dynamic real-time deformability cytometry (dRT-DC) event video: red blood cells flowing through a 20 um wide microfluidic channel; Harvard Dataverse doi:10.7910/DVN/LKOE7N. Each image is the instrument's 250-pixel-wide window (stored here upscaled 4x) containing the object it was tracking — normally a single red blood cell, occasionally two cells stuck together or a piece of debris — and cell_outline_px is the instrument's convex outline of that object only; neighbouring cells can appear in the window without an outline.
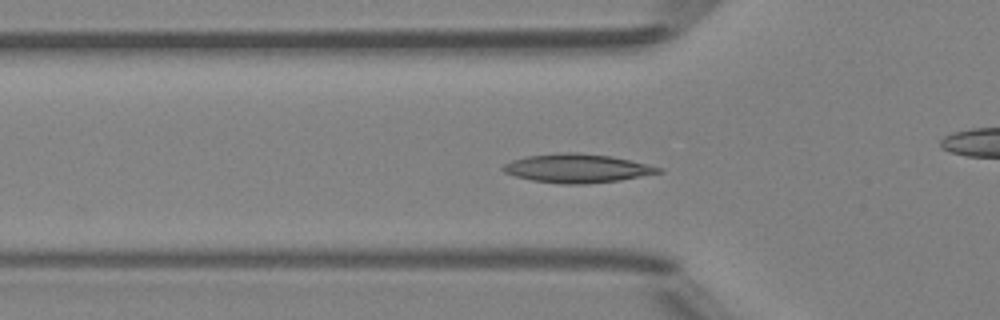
{"species": "Egyptian fruit bat (a non-hibernating species)", "species_latin": "Rousettus aegyptiacus", "temperature_condition": "room temperature", "stored_images_in_passage": 50, "camera_frame_rate_fps": 3000, "um_per_image_px": 0.085, "animal": {"sex": "female"}, "frame": {"image": 1, "passage_image": 17, "time_ms": 5.333, "image_size_px": [1000, 320], "cell_outline_px": [[664, 172], [620, 180], [584, 184], [560, 184], [532, 180], [516, 176], [504, 172], [500, 168], [504, 164], [512, 160], [524, 156], [564, 152], [580, 152], [612, 156], [664, 168]], "centroid_in_image_um": [49.06, 14.3], "position_along_channel_um": 76.7, "area_um2": 26.18}}
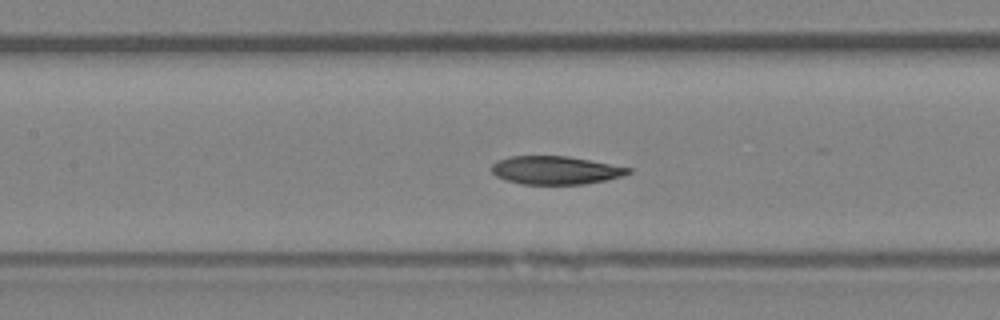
{"frame": {"image": 2, "passage_image": 23, "time_ms": 7.333, "image_size_px": [1000, 320], "cell_outline_px": [[632, 172], [620, 176], [604, 180], [584, 184], [520, 184], [504, 180], [496, 176], [492, 172], [492, 164], [496, 160], [508, 156], [568, 156], [632, 168]], "centroid_in_image_um": [47.16, 14.46], "position_along_channel_um": 160.2, "area_um2": 22.48}}
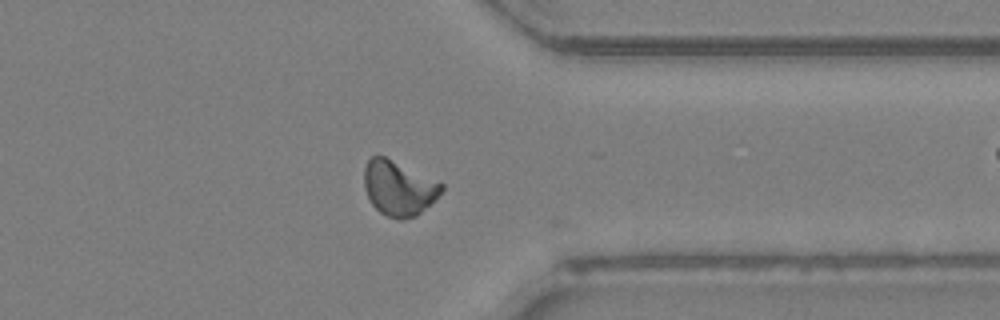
{"frame": {"image": 3, "passage_image": 39, "time_ms": 12.667, "image_size_px": [1000, 320], "cell_outline_px": [[444, 188], [416, 216], [404, 220], [400, 220], [388, 216], [380, 212], [372, 204], [364, 188], [364, 168], [368, 160], [372, 156], [384, 156], [444, 184]], "centroid_in_image_um": [33.85, 15.99], "position_along_channel_um": 377.6, "area_um2": 24.22}}